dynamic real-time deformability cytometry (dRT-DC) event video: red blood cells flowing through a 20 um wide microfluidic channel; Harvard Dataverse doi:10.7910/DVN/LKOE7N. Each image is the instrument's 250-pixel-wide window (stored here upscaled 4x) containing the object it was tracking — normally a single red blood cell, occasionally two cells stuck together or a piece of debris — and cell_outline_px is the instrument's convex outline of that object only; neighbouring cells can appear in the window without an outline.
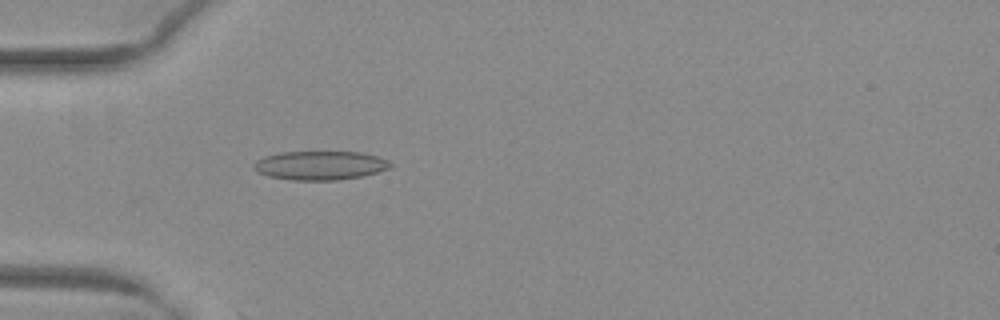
{"species": "common noctule bat (a hibernating species)", "species_latin": "Nyctalus noctula", "temperature_condition": "warm", "stored_images_in_passage": 41, "camera_frame_rate_fps": 3000, "um_per_image_px": 0.085, "animal": {"sex": "female", "body_mass_g": 29.2, "forearm_length_mm": 56.3}, "frame": {"image": 1, "passage_image": 6, "time_ms": 1.667, "image_size_px": [1000, 320], "cell_outline_px": [[392, 164], [388, 168], [376, 172], [360, 176], [336, 180], [292, 180], [268, 176], [252, 168], [252, 164], [256, 160], [264, 156], [280, 152], [360, 152], [376, 156], [388, 160]], "centroid_in_image_um": [27.16, 14.05], "position_along_channel_um": 57.8, "area_um2": 22.83}}
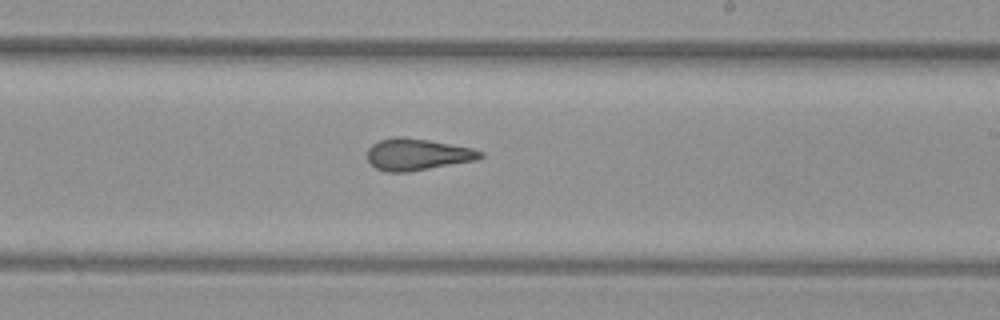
{"frame": {"image": 2, "passage_image": 21, "time_ms": 6.667, "image_size_px": [1000, 320], "cell_outline_px": [[484, 156], [476, 160], [408, 172], [384, 172], [376, 168], [368, 160], [368, 148], [372, 144], [380, 140], [396, 136], [404, 136], [428, 140], [472, 148], [484, 152]], "centroid_in_image_um": [35.47, 13.12], "position_along_channel_um": 253.5, "area_um2": 20.87}}
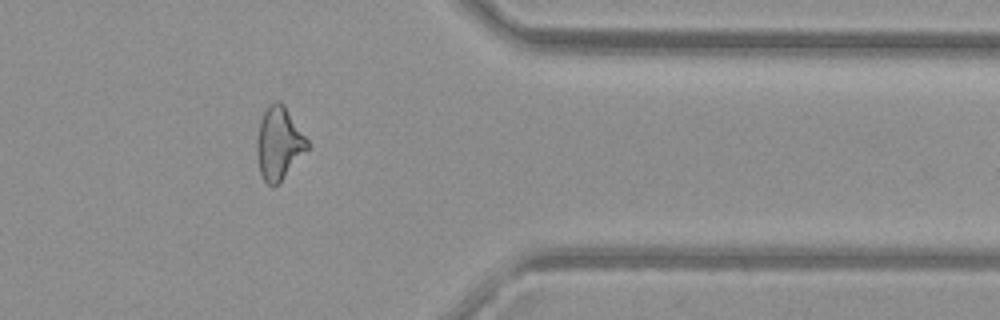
{"frame": {"image": 3, "passage_image": 32, "time_ms": 10.333, "image_size_px": [1000, 320], "cell_outline_px": [[308, 148], [280, 184], [272, 188], [264, 180], [260, 172], [256, 156], [256, 140], [260, 120], [268, 104], [272, 100], [280, 100], [284, 104], [308, 140]], "centroid_in_image_um": [23.68, 12.19], "position_along_channel_um": 387.7, "area_um2": 21.73}, "authors_computed_cell_mechanics": {"area_um2": 21.4438, "velocity_mm_per_s": 4.0453, "shape_relaxation_time_tau1_ms": null, "shape_relaxation_time_tau2_ms": 1.8595, "deformation_change_tau1": null, "deformation_change_tau2": 0.1098}}